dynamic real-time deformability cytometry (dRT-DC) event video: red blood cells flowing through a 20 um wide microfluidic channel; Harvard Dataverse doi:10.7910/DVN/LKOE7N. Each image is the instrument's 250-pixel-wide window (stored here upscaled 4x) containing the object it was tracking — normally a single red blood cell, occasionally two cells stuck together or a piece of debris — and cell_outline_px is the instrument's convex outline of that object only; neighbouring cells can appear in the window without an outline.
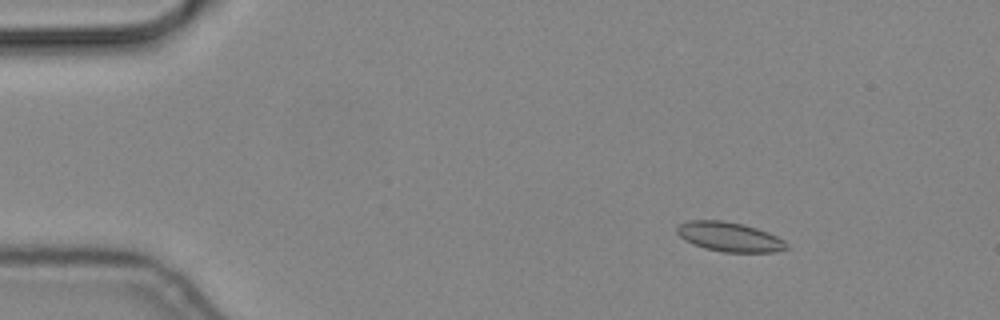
{"species": "common noctule bat (a hibernating species)", "species_latin": "Nyctalus noctula", "temperature_condition": "cold", "stored_images_in_passage": 57, "camera_frame_rate_fps": 3000, "um_per_image_px": 0.085, "animal": {"sex": "male", "body_mass_g": 19.2, "forearm_length_mm": 51.8}, "frame": {"image": 1, "passage_image": 9, "time_ms": 2.667, "image_size_px": [1000, 320], "cell_outline_px": [[788, 248], [776, 252], [724, 252], [704, 248], [692, 244], [684, 240], [676, 232], [676, 228], [680, 224], [688, 220], [724, 220], [744, 224], [768, 232], [784, 240], [788, 244]], "centroid_in_image_um": [61.99, 20.13], "position_along_channel_um": 23.0, "area_um2": 18.96}}
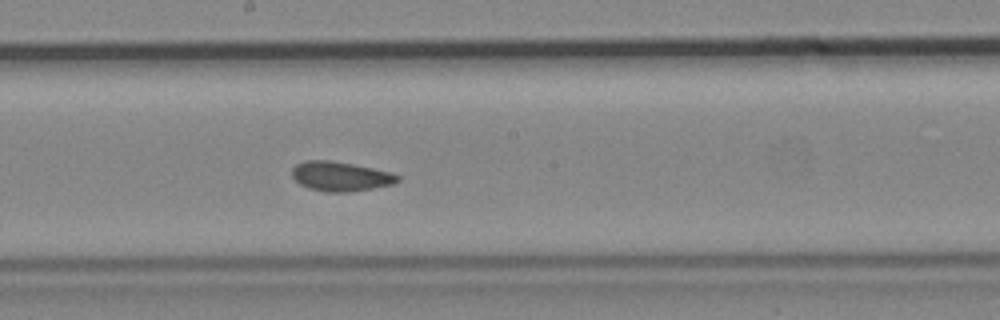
{"frame": {"image": 2, "passage_image": 32, "time_ms": 10.333, "image_size_px": [1000, 320], "cell_outline_px": [[400, 180], [392, 184], [372, 188], [348, 192], [324, 192], [308, 188], [300, 184], [292, 176], [292, 168], [296, 164], [304, 160], [328, 160], [352, 164], [372, 168], [388, 172], [400, 176]], "centroid_in_image_um": [28.9, 14.99], "position_along_channel_um": 219.3, "area_um2": 18.03}}
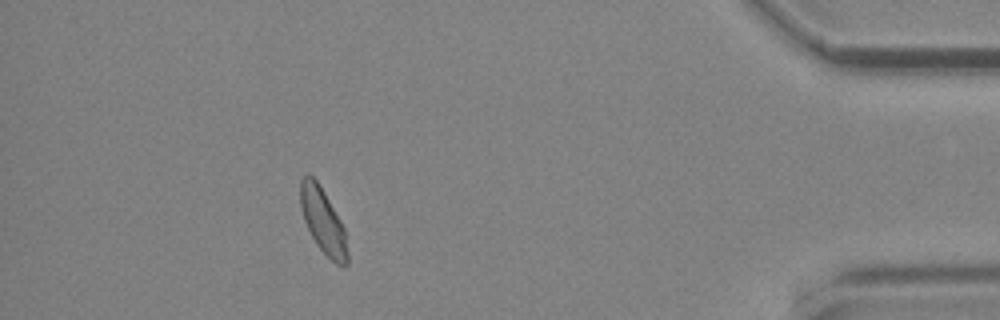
{"frame": {"image": 3, "passage_image": 52, "time_ms": 17.0, "image_size_px": [1000, 320], "cell_outline_px": [[348, 264], [344, 268], [336, 264], [316, 244], [304, 220], [300, 208], [300, 180], [308, 172], [316, 180], [324, 192], [340, 220], [344, 228], [348, 252]], "centroid_in_image_um": [27.45, 18.79], "position_along_channel_um": 407.7, "area_um2": 17.74}}